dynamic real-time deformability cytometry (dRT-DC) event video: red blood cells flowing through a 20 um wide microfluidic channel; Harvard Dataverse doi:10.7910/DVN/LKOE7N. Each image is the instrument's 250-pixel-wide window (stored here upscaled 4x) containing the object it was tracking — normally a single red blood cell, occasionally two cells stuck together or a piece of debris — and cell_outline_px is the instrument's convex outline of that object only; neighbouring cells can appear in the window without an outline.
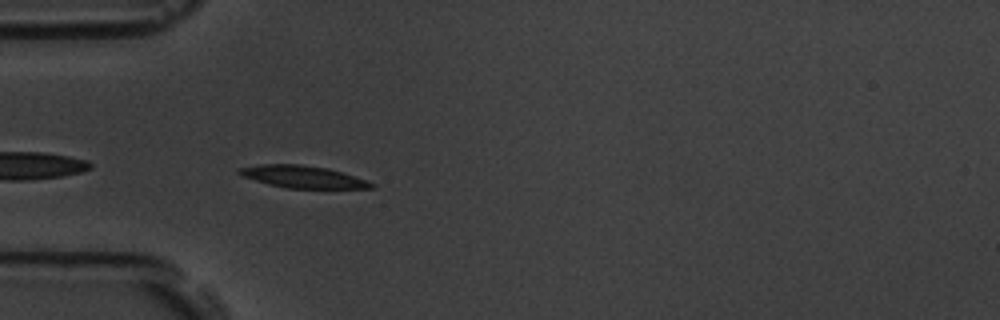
{"species": "common noctule bat (a hibernating species)", "species_latin": "Nyctalus noctula", "temperature_condition": "room temperature", "stored_images_in_passage": 3, "camera_frame_rate_fps": 3000, "um_per_image_px": 0.085, "animal": {"sex": "male", "body_mass_g": 19.5, "forearm_length_mm": 54.6}, "frame": {"image": 1, "passage_image": 3, "time_ms": 2.333, "image_size_px": [1000, 320], "cell_outline_px": [[376, 184], [372, 188], [288, 188], [268, 184], [244, 176], [236, 172], [236, 168], [260, 164], [300, 164], [328, 168]], "centroid_in_image_um": [25.67, 15.02], "position_along_channel_um": 59.3, "area_um2": 16.82}}